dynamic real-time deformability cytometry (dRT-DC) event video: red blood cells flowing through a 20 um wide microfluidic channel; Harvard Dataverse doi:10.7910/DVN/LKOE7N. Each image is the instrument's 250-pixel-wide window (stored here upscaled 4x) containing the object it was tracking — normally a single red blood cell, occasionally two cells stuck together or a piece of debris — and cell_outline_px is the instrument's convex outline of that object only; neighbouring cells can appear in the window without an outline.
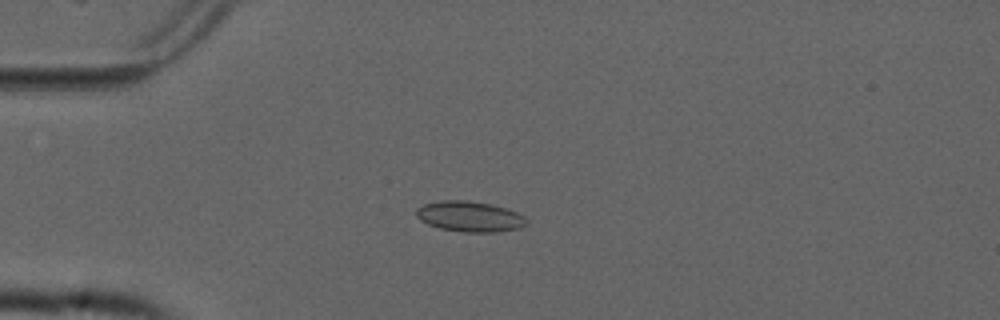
{"species": "common noctule bat (a hibernating species)", "species_latin": "Nyctalus noctula", "temperature_condition": "cold", "stored_images_in_passage": 54, "camera_frame_rate_fps": 3000, "um_per_image_px": 0.085, "animal": {"sex": "male", "forearm_length_mm": 52.5}, "frame": {"image": 1, "passage_image": 14, "time_ms": 4.333, "image_size_px": [1000, 320], "cell_outline_px": [[528, 224], [520, 228], [496, 232], [464, 232], [440, 228], [428, 224], [420, 220], [416, 216], [416, 208], [424, 204], [440, 200], [468, 200], [492, 204], [516, 212], [524, 216], [528, 220]], "centroid_in_image_um": [39.93, 18.4], "position_along_channel_um": 45.1, "area_um2": 19.71}}
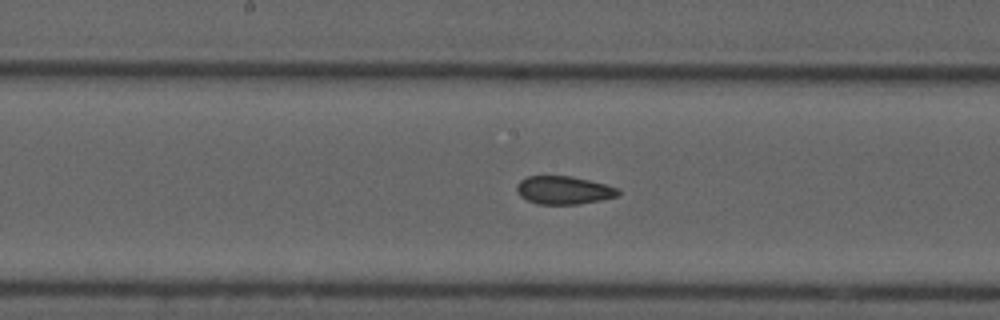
{"frame": {"image": 2, "passage_image": 28, "time_ms": 9.0, "image_size_px": [1000, 320], "cell_outline_px": [[620, 192], [616, 196], [600, 200], [580, 204], [536, 204], [520, 196], [516, 192], [516, 184], [520, 180], [528, 176], [572, 176], [620, 188]], "centroid_in_image_um": [47.89, 16.16], "position_along_channel_um": 200.3, "area_um2": 16.65}}
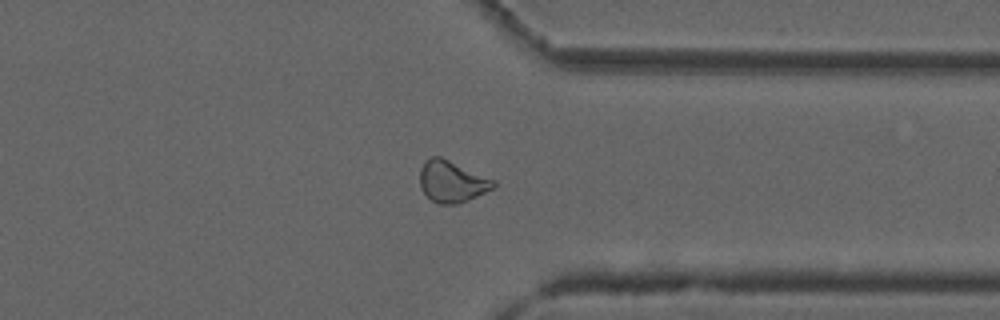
{"frame": {"image": 3, "passage_image": 42, "time_ms": 13.667, "image_size_px": [1000, 320], "cell_outline_px": [[496, 184], [492, 188], [468, 200], [456, 204], [436, 204], [420, 188], [420, 168], [424, 160], [432, 156], [440, 156], [496, 180]], "centroid_in_image_um": [38.39, 15.41], "position_along_channel_um": 373.0, "area_um2": 17.8}, "authors_computed_cell_mechanics": {"area_um2": 18.207, "velocity_mm_per_s": 3.7604, "shape_relaxation_time_tau1_ms": null, "shape_relaxation_time_tau2_ms": 2.317, "deformation_change_tau1": null, "deformation_change_tau2": 0.0697}}